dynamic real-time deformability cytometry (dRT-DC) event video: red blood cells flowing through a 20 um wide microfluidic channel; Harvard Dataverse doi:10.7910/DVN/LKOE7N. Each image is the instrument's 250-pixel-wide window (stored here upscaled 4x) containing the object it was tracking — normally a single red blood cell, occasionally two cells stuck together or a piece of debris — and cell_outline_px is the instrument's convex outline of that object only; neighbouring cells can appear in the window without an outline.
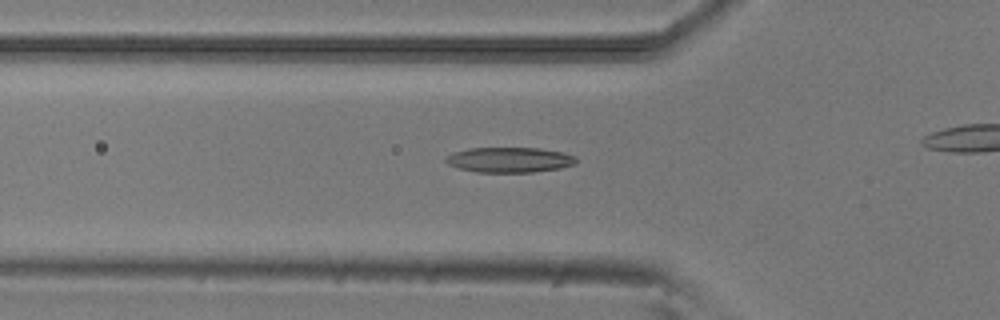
{"species": "common noctule bat (a hibernating species)", "species_latin": "Nyctalus noctula", "temperature_condition": "room temperature", "stored_images_in_passage": 38, "camera_frame_rate_fps": 3000, "um_per_image_px": 0.085, "animal": {"sex": "male", "body_mass_g": 20.5, "forearm_length_mm": 52.5}, "frame": {"image": 1, "passage_image": 17, "time_ms": 5.333, "image_size_px": [1000, 320], "cell_outline_px": [[576, 164], [560, 168], [532, 172], [476, 172], [460, 168], [448, 164], [444, 160], [452, 152], [468, 148], [540, 148], [564, 152], [576, 156]], "centroid_in_image_um": [43.33, 13.58], "position_along_channel_um": 82.5, "area_um2": 19.19}}
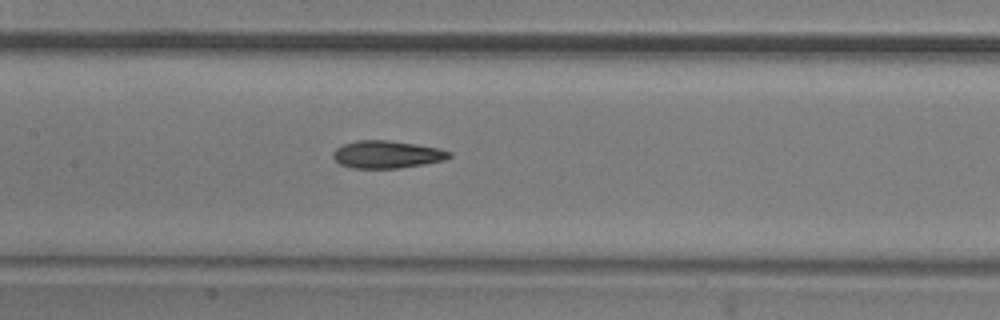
{"frame": {"image": 2, "passage_image": 24, "time_ms": 7.667, "image_size_px": [1000, 320], "cell_outline_px": [[452, 156], [444, 160], [424, 164], [400, 168], [352, 168], [340, 164], [332, 156], [332, 152], [336, 148], [344, 144], [356, 140], [388, 140], [416, 144], [440, 148], [452, 152]], "centroid_in_image_um": [32.9, 13.12], "position_along_channel_um": 174.5, "area_um2": 18.73}}
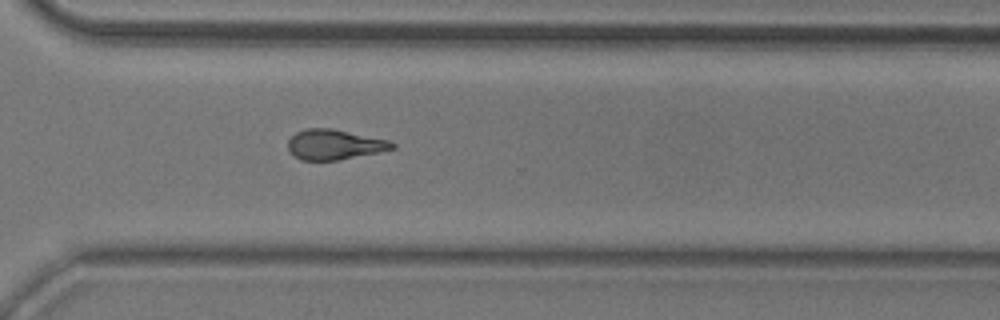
{"frame": {"image": 3, "passage_image": 37, "time_ms": 12.0, "image_size_px": [1000, 320], "cell_outline_px": [[396, 148], [336, 160], [300, 160], [288, 148], [288, 140], [296, 132], [308, 128], [332, 128], [388, 140], [396, 144]], "centroid_in_image_um": [28.41, 12.27], "position_along_channel_um": 342.2, "area_um2": 17.98}}